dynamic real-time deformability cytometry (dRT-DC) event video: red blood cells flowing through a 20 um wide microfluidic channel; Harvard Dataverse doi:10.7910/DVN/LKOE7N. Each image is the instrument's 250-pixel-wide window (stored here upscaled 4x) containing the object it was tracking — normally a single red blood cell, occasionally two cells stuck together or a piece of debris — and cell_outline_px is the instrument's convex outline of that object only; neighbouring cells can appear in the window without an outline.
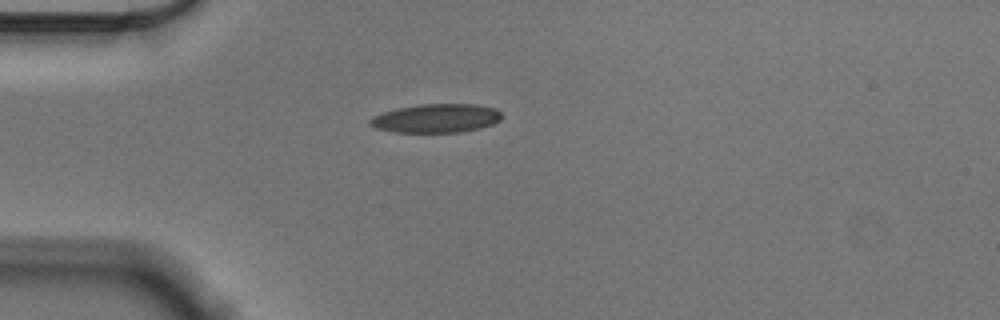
{"species": "Egyptian fruit bat (a non-hibernating species)", "species_latin": "Rousettus aegyptiacus", "temperature_condition": "cold", "stored_images_in_passage": 42, "camera_frame_rate_fps": 3000, "um_per_image_px": 0.085, "animal": {"sex": "male"}, "frame": {"image": 1, "passage_image": 1, "time_ms": 0.0, "image_size_px": [1000, 320], "cell_outline_px": [[500, 120], [492, 124], [480, 128], [460, 132], [392, 132], [376, 128], [368, 124], [368, 120], [372, 116], [384, 112], [400, 108], [420, 104], [472, 104], [496, 108], [500, 112]], "centroid_in_image_um": [37.05, 10.06], "position_along_channel_um": 47.9, "area_um2": 21.96}}
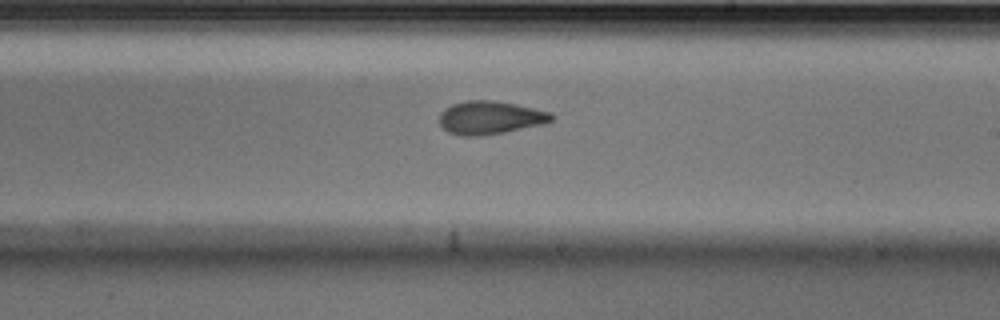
{"frame": {"image": 2, "passage_image": 19, "time_ms": 6.0, "image_size_px": [1000, 320], "cell_outline_px": [[556, 116], [552, 120], [544, 124], [504, 132], [476, 136], [460, 136], [448, 132], [440, 124], [440, 112], [444, 108], [452, 104], [468, 100], [492, 100], [516, 104], [552, 112]], "centroid_in_image_um": [41.68, 9.99], "position_along_channel_um": 247.3, "area_um2": 21.79}}
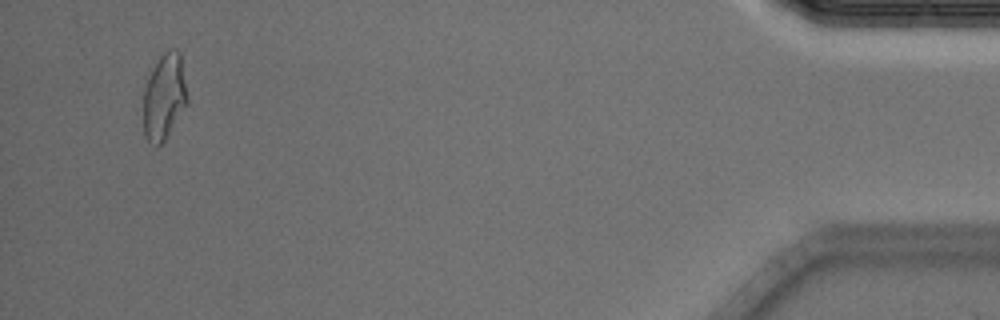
{"frame": {"image": 3, "passage_image": 40, "time_ms": 13.0, "image_size_px": [1000, 320], "cell_outline_px": [[188, 104], [164, 140], [156, 148], [148, 144], [144, 136], [144, 88], [160, 56], [168, 48], [176, 48], [180, 52], [188, 96]], "centroid_in_image_um": [13.98, 8.26], "position_along_channel_um": 421.2, "area_um2": 22.14}, "authors_computed_cell_mechanics": {"area_um2": 21.675, "velocity_mm_per_s": 3.5632, "shape_relaxation_time_tau1_ms": 6.4449, "shape_relaxation_time_tau2_ms": 2.5066, "deformation_change_tau1": 0.1581, "deformation_change_tau2": 0.0874}}